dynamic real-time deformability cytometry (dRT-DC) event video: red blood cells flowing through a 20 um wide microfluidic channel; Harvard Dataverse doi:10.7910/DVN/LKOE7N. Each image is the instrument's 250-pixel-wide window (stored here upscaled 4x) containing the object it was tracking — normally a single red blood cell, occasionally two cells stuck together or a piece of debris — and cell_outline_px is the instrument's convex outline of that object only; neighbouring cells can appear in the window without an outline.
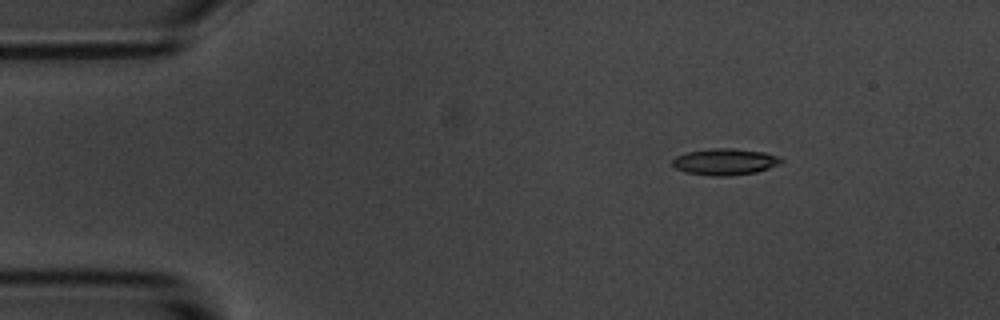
{"species": "common noctule bat (a hibernating species)", "species_latin": "Nyctalus noctula", "temperature_condition": "room temperature", "stored_images_in_passage": 5, "camera_frame_rate_fps": 3000, "um_per_image_px": 0.085, "animal": {"sex": "male", "body_mass_g": 20.1, "forearm_length_mm": 53.5}, "frame": {"image": 1, "passage_image": 3, "time_ms": 2.333, "image_size_px": [1000, 320], "cell_outline_px": [[784, 160], [780, 164], [756, 172], [728, 176], [712, 176], [688, 172], [676, 168], [672, 164], [672, 160], [676, 156], [688, 152], [712, 148], [732, 148], [764, 152], [780, 156]], "centroid_in_image_um": [61.66, 13.74], "position_along_channel_um": 23.3, "area_um2": 16.7}}